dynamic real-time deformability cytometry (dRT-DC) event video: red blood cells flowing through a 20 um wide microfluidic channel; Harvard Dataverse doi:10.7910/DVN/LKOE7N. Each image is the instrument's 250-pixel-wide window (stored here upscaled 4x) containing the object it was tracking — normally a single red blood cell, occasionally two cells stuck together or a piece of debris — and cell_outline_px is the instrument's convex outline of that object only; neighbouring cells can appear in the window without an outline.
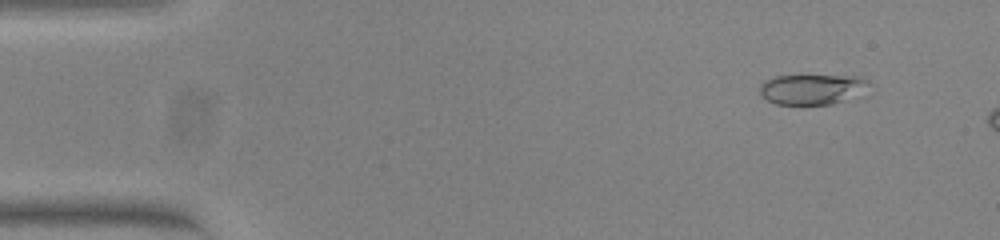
{"species": "common noctule bat (a hibernating species)", "species_latin": "Nyctalus noctula", "temperature_condition": "warm", "stored_images_in_passage": 10, "camera_frame_rate_fps": 3000, "um_per_image_px": 0.085, "animal": {"sex": "female", "body_mass_g": 23.0, "forearm_length_mm": 53.4}, "frame": {"image": 1, "passage_image": 5, "time_ms": 1.333, "image_size_px": [1000, 240], "cell_outline_px": [[872, 84], [832, 104], [776, 104], [760, 96], [760, 84], [764, 80], [776, 76], [856, 76], [868, 80]], "centroid_in_image_um": [68.9, 7.57], "position_along_channel_um": 16.1, "area_um2": 18.61}}